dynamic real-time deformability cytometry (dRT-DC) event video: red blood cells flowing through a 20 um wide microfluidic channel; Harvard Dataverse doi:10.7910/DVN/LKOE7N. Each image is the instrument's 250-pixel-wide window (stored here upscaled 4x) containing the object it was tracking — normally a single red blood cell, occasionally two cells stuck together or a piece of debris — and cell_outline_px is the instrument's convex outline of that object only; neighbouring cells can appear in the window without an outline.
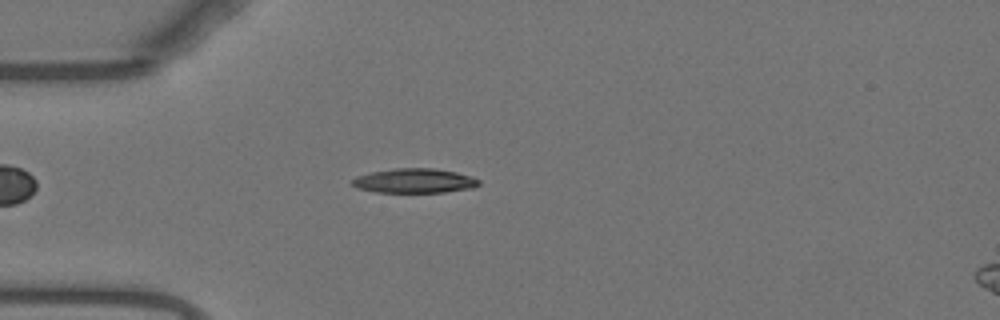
{"species": "Egyptian fruit bat (a non-hibernating species)", "species_latin": "Rousettus aegyptiacus", "temperature_condition": "warm", "stored_images_in_passage": 47, "camera_frame_rate_fps": 3000, "um_per_image_px": 0.085, "animal": {"sex": "female"}, "frame": {"image": 1, "passage_image": 11, "time_ms": 3.333, "image_size_px": [1000, 320], "cell_outline_px": [[480, 184], [472, 188], [444, 192], [376, 192], [356, 188], [352, 184], [352, 180], [356, 176], [372, 172], [396, 168], [432, 168], [456, 172], [472, 176], [480, 180]], "centroid_in_image_um": [35.24, 15.36], "position_along_channel_um": 49.8, "area_um2": 18.03}}
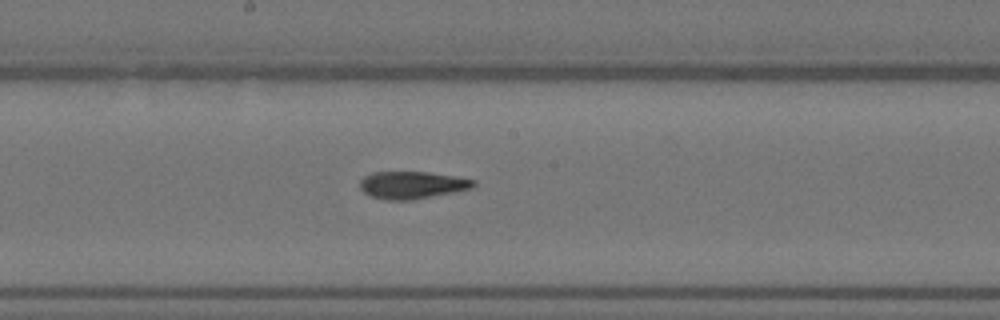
{"frame": {"image": 2, "passage_image": 25, "time_ms": 8.0, "image_size_px": [1000, 320], "cell_outline_px": [[476, 184], [472, 188], [412, 200], [384, 200], [372, 196], [364, 192], [360, 188], [360, 180], [364, 176], [372, 172], [428, 172], [476, 180]], "centroid_in_image_um": [35.0, 15.72], "position_along_channel_um": 213.2, "area_um2": 17.98}}
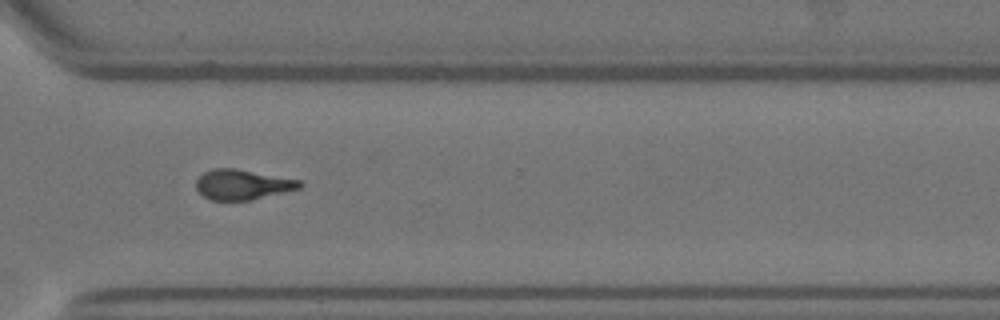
{"frame": {"image": 3, "passage_image": 36, "time_ms": 11.667, "image_size_px": [1000, 320], "cell_outline_px": [[304, 184], [300, 188], [284, 192], [248, 200], [212, 200], [204, 196], [196, 188], [196, 180], [204, 172], [212, 168], [236, 168], [300, 180]], "centroid_in_image_um": [20.6, 15.67], "position_along_channel_um": 350.0, "area_um2": 18.03}, "authors_computed_cell_mechanics": {"area_um2": 17.9758, "velocity_mm_per_s": 3.7537, "shape_relaxation_time_tau1_ms": null, "shape_relaxation_time_tau2_ms": 4.3198, "deformation_change_tau1": null, "deformation_change_tau2": 0.1581}}